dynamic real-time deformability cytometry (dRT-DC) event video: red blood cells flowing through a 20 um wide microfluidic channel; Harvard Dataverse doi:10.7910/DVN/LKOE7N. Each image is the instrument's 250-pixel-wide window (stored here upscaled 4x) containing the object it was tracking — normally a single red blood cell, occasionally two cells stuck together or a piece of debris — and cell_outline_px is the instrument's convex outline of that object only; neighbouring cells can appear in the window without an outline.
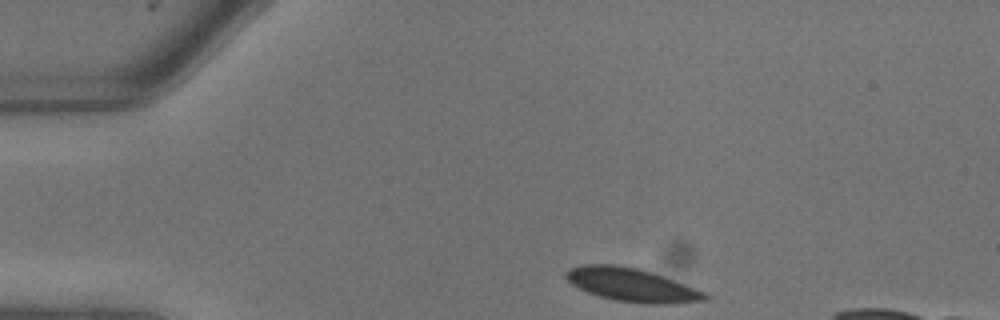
{"species": "common noctule bat (a hibernating species)", "species_latin": "Nyctalus noctula", "temperature_condition": "warm", "stored_images_in_passage": 6, "camera_frame_rate_fps": 3000, "um_per_image_px": 0.085, "animal": {"sex": "male", "body_mass_g": 13.3}, "frame": {"image": 1, "passage_image": 1, "time_ms": 0.0, "image_size_px": [1000, 320], "cell_outline_px": [[708, 300], [664, 304], [644, 304], [616, 300], [600, 296], [588, 292], [572, 284], [564, 276], [564, 272], [568, 268], [580, 264], [616, 264], [640, 268], [684, 284], [704, 292], [708, 296]], "centroid_in_image_um": [53.64, 24.19], "position_along_channel_um": 31.4, "area_um2": 26.93}}
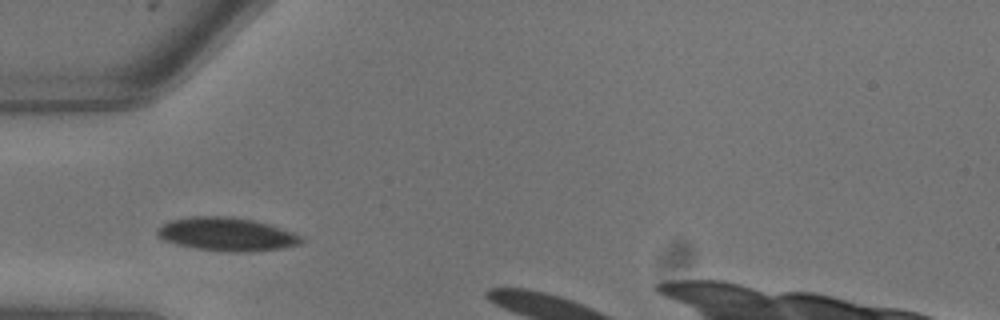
{"frame": {"image": 2, "passage_image": 4, "time_ms": 1.0, "image_size_px": [1000, 320], "cell_outline_px": [[304, 240], [300, 244], [280, 248], [244, 252], [228, 252], [196, 248], [176, 244], [164, 240], [156, 232], [156, 228], [172, 220], [192, 216], [232, 216], [252, 220], [268, 224], [292, 232], [300, 236]], "centroid_in_image_um": [19.25, 19.9], "position_along_channel_um": 65.7, "area_um2": 27.74}}